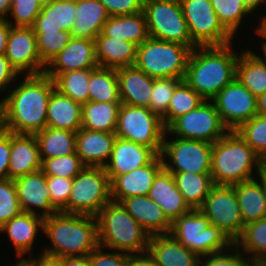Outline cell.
I'll use <instances>...</instances> for the list:
<instances>
[{"mask_svg":"<svg viewBox=\"0 0 266 266\" xmlns=\"http://www.w3.org/2000/svg\"><path fill=\"white\" fill-rule=\"evenodd\" d=\"M17 83L0 100L1 126L14 134L34 135L47 126V107L55 90L54 82L40 74L22 76Z\"/></svg>","mask_w":266,"mask_h":266,"instance_id":"6da1fadb","label":"cell"},{"mask_svg":"<svg viewBox=\"0 0 266 266\" xmlns=\"http://www.w3.org/2000/svg\"><path fill=\"white\" fill-rule=\"evenodd\" d=\"M233 45L197 46L192 49L184 81L204 100L213 99L236 78L240 52H235Z\"/></svg>","mask_w":266,"mask_h":266,"instance_id":"7a4b0ae2","label":"cell"},{"mask_svg":"<svg viewBox=\"0 0 266 266\" xmlns=\"http://www.w3.org/2000/svg\"><path fill=\"white\" fill-rule=\"evenodd\" d=\"M43 233L52 245L41 252L54 256H87L99 246L97 220L92 215L57 212L44 218Z\"/></svg>","mask_w":266,"mask_h":266,"instance_id":"3957f363","label":"cell"},{"mask_svg":"<svg viewBox=\"0 0 266 266\" xmlns=\"http://www.w3.org/2000/svg\"><path fill=\"white\" fill-rule=\"evenodd\" d=\"M262 158L237 131H228L212 144L211 176L215 185H234L254 179Z\"/></svg>","mask_w":266,"mask_h":266,"instance_id":"277c9868","label":"cell"},{"mask_svg":"<svg viewBox=\"0 0 266 266\" xmlns=\"http://www.w3.org/2000/svg\"><path fill=\"white\" fill-rule=\"evenodd\" d=\"M95 217L99 246L127 254L148 250L150 234L127 212L121 202L111 200Z\"/></svg>","mask_w":266,"mask_h":266,"instance_id":"5b68a950","label":"cell"},{"mask_svg":"<svg viewBox=\"0 0 266 266\" xmlns=\"http://www.w3.org/2000/svg\"><path fill=\"white\" fill-rule=\"evenodd\" d=\"M169 234L201 259L234 246V242L220 228L211 225L199 209H192L174 220Z\"/></svg>","mask_w":266,"mask_h":266,"instance_id":"8992f818","label":"cell"},{"mask_svg":"<svg viewBox=\"0 0 266 266\" xmlns=\"http://www.w3.org/2000/svg\"><path fill=\"white\" fill-rule=\"evenodd\" d=\"M191 51L190 47L180 43L149 37L137 46L134 66L154 79L184 80Z\"/></svg>","mask_w":266,"mask_h":266,"instance_id":"52a82bcc","label":"cell"},{"mask_svg":"<svg viewBox=\"0 0 266 266\" xmlns=\"http://www.w3.org/2000/svg\"><path fill=\"white\" fill-rule=\"evenodd\" d=\"M111 200L110 178L105 168L85 166L73 178L68 203L60 212L96 216Z\"/></svg>","mask_w":266,"mask_h":266,"instance_id":"ba28073f","label":"cell"},{"mask_svg":"<svg viewBox=\"0 0 266 266\" xmlns=\"http://www.w3.org/2000/svg\"><path fill=\"white\" fill-rule=\"evenodd\" d=\"M143 12L151 38L197 47L189 34L179 0H144Z\"/></svg>","mask_w":266,"mask_h":266,"instance_id":"9c48e42d","label":"cell"},{"mask_svg":"<svg viewBox=\"0 0 266 266\" xmlns=\"http://www.w3.org/2000/svg\"><path fill=\"white\" fill-rule=\"evenodd\" d=\"M165 132L162 119L149 108L121 103L115 130L116 137L152 148L160 155Z\"/></svg>","mask_w":266,"mask_h":266,"instance_id":"30bf717a","label":"cell"},{"mask_svg":"<svg viewBox=\"0 0 266 266\" xmlns=\"http://www.w3.org/2000/svg\"><path fill=\"white\" fill-rule=\"evenodd\" d=\"M165 132L161 158L169 172L211 174L212 144L194 139L173 137Z\"/></svg>","mask_w":266,"mask_h":266,"instance_id":"8fae6325","label":"cell"},{"mask_svg":"<svg viewBox=\"0 0 266 266\" xmlns=\"http://www.w3.org/2000/svg\"><path fill=\"white\" fill-rule=\"evenodd\" d=\"M189 34L197 46H223L235 38L219 21L210 0H179Z\"/></svg>","mask_w":266,"mask_h":266,"instance_id":"7c38bea8","label":"cell"},{"mask_svg":"<svg viewBox=\"0 0 266 266\" xmlns=\"http://www.w3.org/2000/svg\"><path fill=\"white\" fill-rule=\"evenodd\" d=\"M228 131L211 100H204L197 108L179 116L166 128V132L173 137L211 144L223 138Z\"/></svg>","mask_w":266,"mask_h":266,"instance_id":"4fadbf2b","label":"cell"},{"mask_svg":"<svg viewBox=\"0 0 266 266\" xmlns=\"http://www.w3.org/2000/svg\"><path fill=\"white\" fill-rule=\"evenodd\" d=\"M199 210L233 242L241 235L245 225L234 185H214Z\"/></svg>","mask_w":266,"mask_h":266,"instance_id":"5bb4252c","label":"cell"},{"mask_svg":"<svg viewBox=\"0 0 266 266\" xmlns=\"http://www.w3.org/2000/svg\"><path fill=\"white\" fill-rule=\"evenodd\" d=\"M211 101L229 131H236L243 123L258 114L257 97L235 78Z\"/></svg>","mask_w":266,"mask_h":266,"instance_id":"9a60e30c","label":"cell"},{"mask_svg":"<svg viewBox=\"0 0 266 266\" xmlns=\"http://www.w3.org/2000/svg\"><path fill=\"white\" fill-rule=\"evenodd\" d=\"M5 56L21 76L44 74L46 66L41 61L32 27H11Z\"/></svg>","mask_w":266,"mask_h":266,"instance_id":"2e32d148","label":"cell"},{"mask_svg":"<svg viewBox=\"0 0 266 266\" xmlns=\"http://www.w3.org/2000/svg\"><path fill=\"white\" fill-rule=\"evenodd\" d=\"M14 182L22 211L43 218L58 212L51 204L46 176L42 170L18 177Z\"/></svg>","mask_w":266,"mask_h":266,"instance_id":"e0dca14e","label":"cell"},{"mask_svg":"<svg viewBox=\"0 0 266 266\" xmlns=\"http://www.w3.org/2000/svg\"><path fill=\"white\" fill-rule=\"evenodd\" d=\"M95 40L74 38L45 67L44 74H60L79 69H95Z\"/></svg>","mask_w":266,"mask_h":266,"instance_id":"ac0fdd59","label":"cell"},{"mask_svg":"<svg viewBox=\"0 0 266 266\" xmlns=\"http://www.w3.org/2000/svg\"><path fill=\"white\" fill-rule=\"evenodd\" d=\"M157 156L152 148L116 137L110 160L104 168L111 181L117 175L150 164Z\"/></svg>","mask_w":266,"mask_h":266,"instance_id":"d6986e66","label":"cell"},{"mask_svg":"<svg viewBox=\"0 0 266 266\" xmlns=\"http://www.w3.org/2000/svg\"><path fill=\"white\" fill-rule=\"evenodd\" d=\"M43 233L44 218L37 214L21 211L17 216L0 227V234L4 233L15 248L17 259H25L30 255L36 244L39 232Z\"/></svg>","mask_w":266,"mask_h":266,"instance_id":"ffe728a7","label":"cell"},{"mask_svg":"<svg viewBox=\"0 0 266 266\" xmlns=\"http://www.w3.org/2000/svg\"><path fill=\"white\" fill-rule=\"evenodd\" d=\"M162 168L163 160L158 155L150 164L115 176L110 181L112 200L121 202L129 197L148 196L154 178Z\"/></svg>","mask_w":266,"mask_h":266,"instance_id":"44dd1931","label":"cell"},{"mask_svg":"<svg viewBox=\"0 0 266 266\" xmlns=\"http://www.w3.org/2000/svg\"><path fill=\"white\" fill-rule=\"evenodd\" d=\"M148 197L160 206L171 223L192 210L179 191L173 175L164 167L155 176Z\"/></svg>","mask_w":266,"mask_h":266,"instance_id":"7402d4cb","label":"cell"},{"mask_svg":"<svg viewBox=\"0 0 266 266\" xmlns=\"http://www.w3.org/2000/svg\"><path fill=\"white\" fill-rule=\"evenodd\" d=\"M115 139V133L81 128L76 132V154L85 166L104 167L110 160Z\"/></svg>","mask_w":266,"mask_h":266,"instance_id":"603a6c76","label":"cell"},{"mask_svg":"<svg viewBox=\"0 0 266 266\" xmlns=\"http://www.w3.org/2000/svg\"><path fill=\"white\" fill-rule=\"evenodd\" d=\"M42 161L35 135L10 132L9 179L41 170Z\"/></svg>","mask_w":266,"mask_h":266,"instance_id":"cb8c5ba5","label":"cell"},{"mask_svg":"<svg viewBox=\"0 0 266 266\" xmlns=\"http://www.w3.org/2000/svg\"><path fill=\"white\" fill-rule=\"evenodd\" d=\"M116 73L121 103L150 109L154 78L135 66L118 68Z\"/></svg>","mask_w":266,"mask_h":266,"instance_id":"d4e9b609","label":"cell"},{"mask_svg":"<svg viewBox=\"0 0 266 266\" xmlns=\"http://www.w3.org/2000/svg\"><path fill=\"white\" fill-rule=\"evenodd\" d=\"M147 251L157 266H198L202 260L169 233L151 235Z\"/></svg>","mask_w":266,"mask_h":266,"instance_id":"484cf974","label":"cell"},{"mask_svg":"<svg viewBox=\"0 0 266 266\" xmlns=\"http://www.w3.org/2000/svg\"><path fill=\"white\" fill-rule=\"evenodd\" d=\"M121 204L150 236L170 233L171 222L164 215L160 206L148 196L125 198Z\"/></svg>","mask_w":266,"mask_h":266,"instance_id":"4316f807","label":"cell"},{"mask_svg":"<svg viewBox=\"0 0 266 266\" xmlns=\"http://www.w3.org/2000/svg\"><path fill=\"white\" fill-rule=\"evenodd\" d=\"M95 51L98 66L118 69L134 66L137 45L129 41L104 36L100 32L95 38Z\"/></svg>","mask_w":266,"mask_h":266,"instance_id":"83f0119b","label":"cell"},{"mask_svg":"<svg viewBox=\"0 0 266 266\" xmlns=\"http://www.w3.org/2000/svg\"><path fill=\"white\" fill-rule=\"evenodd\" d=\"M46 127L77 132L82 127V104L55 89L48 101Z\"/></svg>","mask_w":266,"mask_h":266,"instance_id":"f1b7e54d","label":"cell"},{"mask_svg":"<svg viewBox=\"0 0 266 266\" xmlns=\"http://www.w3.org/2000/svg\"><path fill=\"white\" fill-rule=\"evenodd\" d=\"M110 17L99 0H76V20L71 36L95 40Z\"/></svg>","mask_w":266,"mask_h":266,"instance_id":"f546056e","label":"cell"},{"mask_svg":"<svg viewBox=\"0 0 266 266\" xmlns=\"http://www.w3.org/2000/svg\"><path fill=\"white\" fill-rule=\"evenodd\" d=\"M76 20V0H56L42 7L32 26L34 32H71Z\"/></svg>","mask_w":266,"mask_h":266,"instance_id":"4dcf8cb0","label":"cell"},{"mask_svg":"<svg viewBox=\"0 0 266 266\" xmlns=\"http://www.w3.org/2000/svg\"><path fill=\"white\" fill-rule=\"evenodd\" d=\"M104 36L129 41L137 46L149 38L143 11L130 15L111 16L103 25Z\"/></svg>","mask_w":266,"mask_h":266,"instance_id":"1f68e13d","label":"cell"},{"mask_svg":"<svg viewBox=\"0 0 266 266\" xmlns=\"http://www.w3.org/2000/svg\"><path fill=\"white\" fill-rule=\"evenodd\" d=\"M250 49L244 48L240 52L236 66V78L254 96L258 97L266 93V64L257 52L252 50V46Z\"/></svg>","mask_w":266,"mask_h":266,"instance_id":"d6a6232c","label":"cell"},{"mask_svg":"<svg viewBox=\"0 0 266 266\" xmlns=\"http://www.w3.org/2000/svg\"><path fill=\"white\" fill-rule=\"evenodd\" d=\"M234 187L244 225L266 217V201L256 178L234 184Z\"/></svg>","mask_w":266,"mask_h":266,"instance_id":"836d02e7","label":"cell"},{"mask_svg":"<svg viewBox=\"0 0 266 266\" xmlns=\"http://www.w3.org/2000/svg\"><path fill=\"white\" fill-rule=\"evenodd\" d=\"M121 102H93L82 104L84 129L115 133Z\"/></svg>","mask_w":266,"mask_h":266,"instance_id":"e575fe53","label":"cell"},{"mask_svg":"<svg viewBox=\"0 0 266 266\" xmlns=\"http://www.w3.org/2000/svg\"><path fill=\"white\" fill-rule=\"evenodd\" d=\"M34 135L38 143L42 162L48 158L74 154L76 152V132L45 127Z\"/></svg>","mask_w":266,"mask_h":266,"instance_id":"d590c367","label":"cell"},{"mask_svg":"<svg viewBox=\"0 0 266 266\" xmlns=\"http://www.w3.org/2000/svg\"><path fill=\"white\" fill-rule=\"evenodd\" d=\"M175 183L191 209H199L215 185L211 174L171 172Z\"/></svg>","mask_w":266,"mask_h":266,"instance_id":"8d00e7d4","label":"cell"},{"mask_svg":"<svg viewBox=\"0 0 266 266\" xmlns=\"http://www.w3.org/2000/svg\"><path fill=\"white\" fill-rule=\"evenodd\" d=\"M91 69H79L60 74H45L51 77L54 82L55 89L70 97L72 100L84 104L89 101V80Z\"/></svg>","mask_w":266,"mask_h":266,"instance_id":"74e56055","label":"cell"},{"mask_svg":"<svg viewBox=\"0 0 266 266\" xmlns=\"http://www.w3.org/2000/svg\"><path fill=\"white\" fill-rule=\"evenodd\" d=\"M88 90L89 101L121 102L116 69L100 66L91 69Z\"/></svg>","mask_w":266,"mask_h":266,"instance_id":"f35d334b","label":"cell"},{"mask_svg":"<svg viewBox=\"0 0 266 266\" xmlns=\"http://www.w3.org/2000/svg\"><path fill=\"white\" fill-rule=\"evenodd\" d=\"M234 246L245 257H266V217L246 224Z\"/></svg>","mask_w":266,"mask_h":266,"instance_id":"ab89813d","label":"cell"},{"mask_svg":"<svg viewBox=\"0 0 266 266\" xmlns=\"http://www.w3.org/2000/svg\"><path fill=\"white\" fill-rule=\"evenodd\" d=\"M211 5L223 26L234 36L245 18L254 12L244 0H210ZM237 34V35H236Z\"/></svg>","mask_w":266,"mask_h":266,"instance_id":"60d3db41","label":"cell"},{"mask_svg":"<svg viewBox=\"0 0 266 266\" xmlns=\"http://www.w3.org/2000/svg\"><path fill=\"white\" fill-rule=\"evenodd\" d=\"M204 99L184 80L175 88L167 113L161 118L167 128L176 118L197 108Z\"/></svg>","mask_w":266,"mask_h":266,"instance_id":"b9f144b4","label":"cell"},{"mask_svg":"<svg viewBox=\"0 0 266 266\" xmlns=\"http://www.w3.org/2000/svg\"><path fill=\"white\" fill-rule=\"evenodd\" d=\"M237 133L263 159L266 156V116L257 114L243 123Z\"/></svg>","mask_w":266,"mask_h":266,"instance_id":"7bdbcfd3","label":"cell"},{"mask_svg":"<svg viewBox=\"0 0 266 266\" xmlns=\"http://www.w3.org/2000/svg\"><path fill=\"white\" fill-rule=\"evenodd\" d=\"M84 167L85 165L75 152L74 154L45 159L42 162L41 170L45 176L73 179Z\"/></svg>","mask_w":266,"mask_h":266,"instance_id":"ee69618b","label":"cell"},{"mask_svg":"<svg viewBox=\"0 0 266 266\" xmlns=\"http://www.w3.org/2000/svg\"><path fill=\"white\" fill-rule=\"evenodd\" d=\"M37 38V49L42 63L46 66L72 38L71 32H34Z\"/></svg>","mask_w":266,"mask_h":266,"instance_id":"f6af8a7d","label":"cell"},{"mask_svg":"<svg viewBox=\"0 0 266 266\" xmlns=\"http://www.w3.org/2000/svg\"><path fill=\"white\" fill-rule=\"evenodd\" d=\"M178 78L154 79L153 90L151 93L150 110L162 118L168 110L170 99L175 88L182 82Z\"/></svg>","mask_w":266,"mask_h":266,"instance_id":"bcb514c9","label":"cell"},{"mask_svg":"<svg viewBox=\"0 0 266 266\" xmlns=\"http://www.w3.org/2000/svg\"><path fill=\"white\" fill-rule=\"evenodd\" d=\"M41 10L38 0H13L6 20L12 27H32Z\"/></svg>","mask_w":266,"mask_h":266,"instance_id":"7dc6e473","label":"cell"},{"mask_svg":"<svg viewBox=\"0 0 266 266\" xmlns=\"http://www.w3.org/2000/svg\"><path fill=\"white\" fill-rule=\"evenodd\" d=\"M21 211L14 180H0V227Z\"/></svg>","mask_w":266,"mask_h":266,"instance_id":"c3c4849f","label":"cell"},{"mask_svg":"<svg viewBox=\"0 0 266 266\" xmlns=\"http://www.w3.org/2000/svg\"><path fill=\"white\" fill-rule=\"evenodd\" d=\"M51 204L60 212L68 203L73 179L46 176Z\"/></svg>","mask_w":266,"mask_h":266,"instance_id":"681fc988","label":"cell"},{"mask_svg":"<svg viewBox=\"0 0 266 266\" xmlns=\"http://www.w3.org/2000/svg\"><path fill=\"white\" fill-rule=\"evenodd\" d=\"M198 266H246V257L235 247L202 258Z\"/></svg>","mask_w":266,"mask_h":266,"instance_id":"f907efd6","label":"cell"},{"mask_svg":"<svg viewBox=\"0 0 266 266\" xmlns=\"http://www.w3.org/2000/svg\"><path fill=\"white\" fill-rule=\"evenodd\" d=\"M90 263L92 266H126L127 253L105 250L104 247L98 246L90 254Z\"/></svg>","mask_w":266,"mask_h":266,"instance_id":"816d5d0a","label":"cell"},{"mask_svg":"<svg viewBox=\"0 0 266 266\" xmlns=\"http://www.w3.org/2000/svg\"><path fill=\"white\" fill-rule=\"evenodd\" d=\"M110 16L130 15L143 11L144 0H99Z\"/></svg>","mask_w":266,"mask_h":266,"instance_id":"f5cc1de1","label":"cell"},{"mask_svg":"<svg viewBox=\"0 0 266 266\" xmlns=\"http://www.w3.org/2000/svg\"><path fill=\"white\" fill-rule=\"evenodd\" d=\"M19 77L22 76L13 68L9 59L5 55L0 56V94L4 92L6 95Z\"/></svg>","mask_w":266,"mask_h":266,"instance_id":"db71d44e","label":"cell"},{"mask_svg":"<svg viewBox=\"0 0 266 266\" xmlns=\"http://www.w3.org/2000/svg\"><path fill=\"white\" fill-rule=\"evenodd\" d=\"M10 132L0 128V180L9 178Z\"/></svg>","mask_w":266,"mask_h":266,"instance_id":"11a10c76","label":"cell"},{"mask_svg":"<svg viewBox=\"0 0 266 266\" xmlns=\"http://www.w3.org/2000/svg\"><path fill=\"white\" fill-rule=\"evenodd\" d=\"M40 256L25 258L30 266H65V257L54 256L44 252Z\"/></svg>","mask_w":266,"mask_h":266,"instance_id":"9f6ffc18","label":"cell"},{"mask_svg":"<svg viewBox=\"0 0 266 266\" xmlns=\"http://www.w3.org/2000/svg\"><path fill=\"white\" fill-rule=\"evenodd\" d=\"M126 266H157L154 258L148 251L143 253L127 254Z\"/></svg>","mask_w":266,"mask_h":266,"instance_id":"6f0895ef","label":"cell"},{"mask_svg":"<svg viewBox=\"0 0 266 266\" xmlns=\"http://www.w3.org/2000/svg\"><path fill=\"white\" fill-rule=\"evenodd\" d=\"M11 27L12 26L6 19H0V56L5 55Z\"/></svg>","mask_w":266,"mask_h":266,"instance_id":"680465c9","label":"cell"},{"mask_svg":"<svg viewBox=\"0 0 266 266\" xmlns=\"http://www.w3.org/2000/svg\"><path fill=\"white\" fill-rule=\"evenodd\" d=\"M65 266H92L90 257L87 256H73L65 257Z\"/></svg>","mask_w":266,"mask_h":266,"instance_id":"91938a15","label":"cell"},{"mask_svg":"<svg viewBox=\"0 0 266 266\" xmlns=\"http://www.w3.org/2000/svg\"><path fill=\"white\" fill-rule=\"evenodd\" d=\"M261 18H258L260 20L259 25H257L256 27H254L256 32L255 34H257V36L262 37L261 40V47H266V14L259 16Z\"/></svg>","mask_w":266,"mask_h":266,"instance_id":"94428289","label":"cell"},{"mask_svg":"<svg viewBox=\"0 0 266 266\" xmlns=\"http://www.w3.org/2000/svg\"><path fill=\"white\" fill-rule=\"evenodd\" d=\"M255 178L259 181L261 185V189L266 201V167L262 165Z\"/></svg>","mask_w":266,"mask_h":266,"instance_id":"6125c7cd","label":"cell"},{"mask_svg":"<svg viewBox=\"0 0 266 266\" xmlns=\"http://www.w3.org/2000/svg\"><path fill=\"white\" fill-rule=\"evenodd\" d=\"M13 0H0V19H8Z\"/></svg>","mask_w":266,"mask_h":266,"instance_id":"be15d7a7","label":"cell"},{"mask_svg":"<svg viewBox=\"0 0 266 266\" xmlns=\"http://www.w3.org/2000/svg\"><path fill=\"white\" fill-rule=\"evenodd\" d=\"M246 266H266V257H246Z\"/></svg>","mask_w":266,"mask_h":266,"instance_id":"e7e4bbea","label":"cell"},{"mask_svg":"<svg viewBox=\"0 0 266 266\" xmlns=\"http://www.w3.org/2000/svg\"><path fill=\"white\" fill-rule=\"evenodd\" d=\"M257 111L258 114L266 116V93L257 97Z\"/></svg>","mask_w":266,"mask_h":266,"instance_id":"03108f58","label":"cell"},{"mask_svg":"<svg viewBox=\"0 0 266 266\" xmlns=\"http://www.w3.org/2000/svg\"><path fill=\"white\" fill-rule=\"evenodd\" d=\"M247 6L252 10V11H257L262 6H266V0H244ZM263 4V5H262Z\"/></svg>","mask_w":266,"mask_h":266,"instance_id":"003e7915","label":"cell"},{"mask_svg":"<svg viewBox=\"0 0 266 266\" xmlns=\"http://www.w3.org/2000/svg\"><path fill=\"white\" fill-rule=\"evenodd\" d=\"M16 264H11L9 266H30L29 263L25 259H17Z\"/></svg>","mask_w":266,"mask_h":266,"instance_id":"a7ac6f4b","label":"cell"},{"mask_svg":"<svg viewBox=\"0 0 266 266\" xmlns=\"http://www.w3.org/2000/svg\"><path fill=\"white\" fill-rule=\"evenodd\" d=\"M260 49L262 50V52L260 53L259 52V54H261V55H259V54H257L262 60H263V62L266 64V47H260ZM263 54V55H262Z\"/></svg>","mask_w":266,"mask_h":266,"instance_id":"89a4df30","label":"cell"},{"mask_svg":"<svg viewBox=\"0 0 266 266\" xmlns=\"http://www.w3.org/2000/svg\"><path fill=\"white\" fill-rule=\"evenodd\" d=\"M39 1V3H40V5L42 6V7H44V6H49V5H51L53 2H55L56 0H38Z\"/></svg>","mask_w":266,"mask_h":266,"instance_id":"2644e50d","label":"cell"},{"mask_svg":"<svg viewBox=\"0 0 266 266\" xmlns=\"http://www.w3.org/2000/svg\"><path fill=\"white\" fill-rule=\"evenodd\" d=\"M262 165L266 167V156L262 159Z\"/></svg>","mask_w":266,"mask_h":266,"instance_id":"8c879c8a","label":"cell"}]
</instances>
